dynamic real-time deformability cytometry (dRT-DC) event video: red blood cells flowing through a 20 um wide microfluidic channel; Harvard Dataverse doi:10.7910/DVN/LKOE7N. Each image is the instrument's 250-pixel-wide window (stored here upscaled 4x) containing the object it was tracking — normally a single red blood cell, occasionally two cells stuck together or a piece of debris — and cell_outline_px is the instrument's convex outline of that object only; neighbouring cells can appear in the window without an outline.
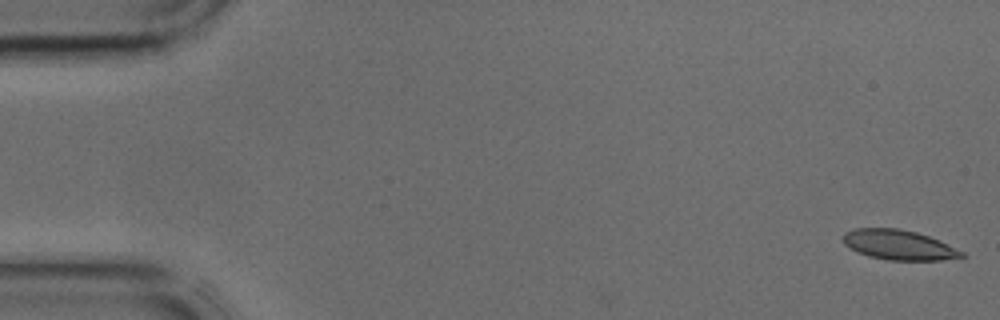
{"species": "common noctule bat (a hibernating species)", "species_latin": "Nyctalus noctula", "temperature_condition": "cold", "stored_images_in_passage": 42, "camera_frame_rate_fps": 3000, "um_per_image_px": 0.085, "animal": {"sex": "male", "body_mass_g": 17.9, "forearm_length_mm": 54.2}, "frame": {"image": 1, "passage_image": 1, "time_ms": 0.0, "image_size_px": [1000, 320], "cell_outline_px": [[968, 256], [940, 260], [888, 260], [868, 256], [856, 252], [844, 244], [844, 232], [856, 228], [900, 228], [916, 232], [940, 240], [964, 252]], "centroid_in_image_um": [76.41, 20.81], "position_along_channel_um": 8.6, "area_um2": 20.75}}
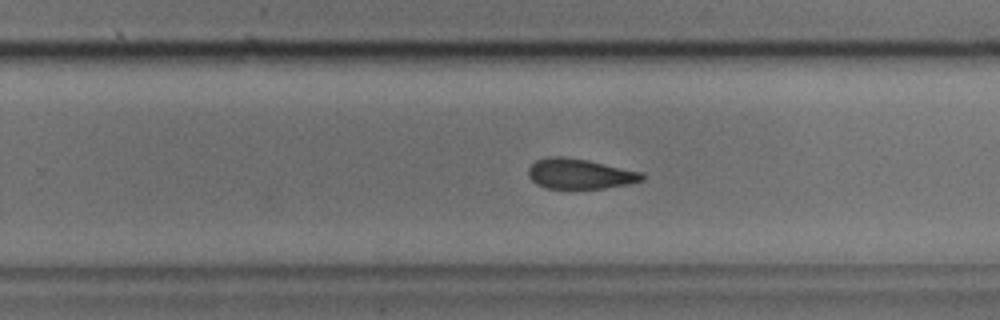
{"frame": {"image": 2, "passage_image": 27, "time_ms": 8.667, "image_size_px": [1000, 320], "cell_outline_px": [[644, 180], [628, 184], [604, 188], [544, 188], [536, 184], [528, 176], [528, 168], [536, 160], [548, 156], [564, 156], [588, 160], [644, 172]], "centroid_in_image_um": [49.28, 14.76], "position_along_channel_um": 280.5, "area_um2": 20.17}}
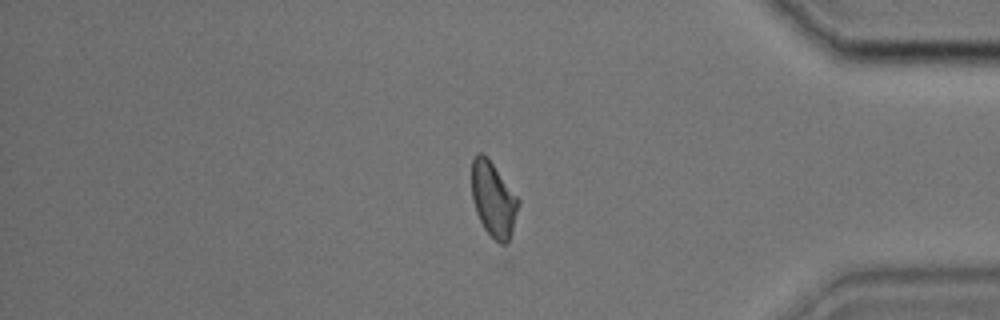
{"frame": {"image": 3, "passage_image": 36, "time_ms": 11.667, "image_size_px": [1000, 320], "cell_outline_px": [[520, 204], [508, 244], [500, 244], [484, 228], [476, 212], [472, 200], [472, 160], [476, 152], [484, 152], [488, 156], [520, 200]], "centroid_in_image_um": [41.94, 16.9], "position_along_channel_um": 393.3, "area_um2": 20.58}}